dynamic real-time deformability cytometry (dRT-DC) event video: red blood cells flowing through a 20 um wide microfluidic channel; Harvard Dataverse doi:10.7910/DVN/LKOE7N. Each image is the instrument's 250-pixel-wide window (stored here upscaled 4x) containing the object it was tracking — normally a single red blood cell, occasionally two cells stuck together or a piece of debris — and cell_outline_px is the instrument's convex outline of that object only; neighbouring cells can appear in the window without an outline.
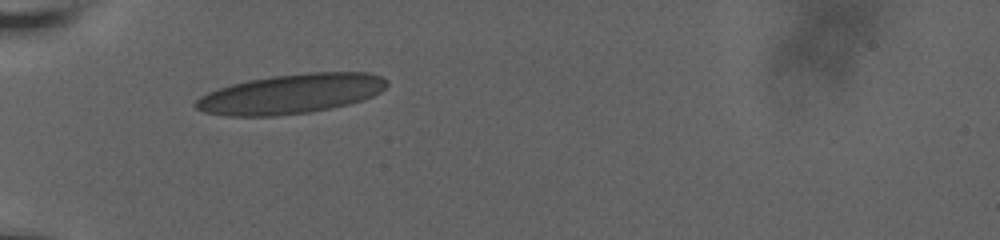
{"species": "human", "species_latin": "Homo sapiens", "temperature_condition": "room temperature", "stored_images_in_passage": 32, "camera_frame_rate_fps": 3000, "um_per_image_px": 0.085, "donor": {"sex": "male"}, "frame": {"image": 1, "passage_image": 1, "time_ms": 0.0, "image_size_px": [1000, 240], "cell_outline_px": [[388, 84], [380, 92], [364, 100], [332, 108], [308, 112], [276, 116], [224, 116], [204, 112], [196, 108], [192, 104], [200, 96], [208, 92], [232, 84], [248, 80], [272, 76], [308, 72], [368, 72], [380, 76], [388, 80]], "centroid_in_image_um": [24.73, 7.98], "position_along_channel_um": 60.3, "area_um2": 44.27}}
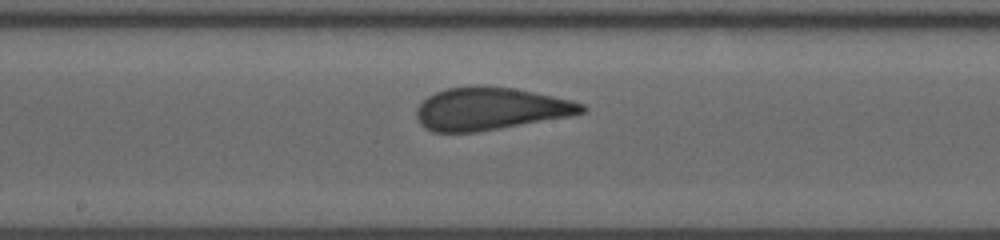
{"frame": {"image": 2, "passage_image": 22, "time_ms": 4.333, "image_size_px": [1000, 240], "cell_outline_px": [[588, 108], [584, 112], [568, 116], [476, 132], [432, 132], [424, 128], [420, 124], [416, 116], [416, 108], [428, 96], [436, 92], [448, 88], [476, 84], [512, 88], [572, 100], [584, 104]], "centroid_in_image_um": [41.63, 9.23], "position_along_channel_um": 206.6, "area_um2": 40.86}}
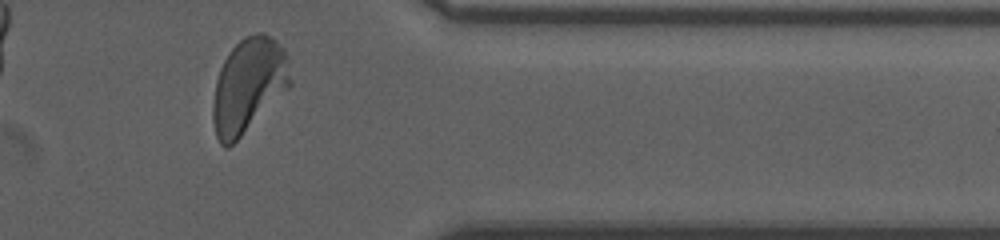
{"frame": {"image": 3, "passage_image": 31, "time_ms": 9.667, "image_size_px": [1000, 240], "cell_outline_px": [[292, 84], [228, 148], [224, 148], [220, 144], [216, 136], [212, 120], [212, 104], [216, 80], [220, 68], [228, 52], [244, 36], [256, 32], [264, 32], [276, 40], [284, 48], [288, 56], [292, 80]], "centroid_in_image_um": [21.12, 7.21], "position_along_channel_um": 390.3, "area_um2": 42.6}, "authors_computed_cell_mechanics": {"area_um2": 42.3674, "velocity_mm_per_s": 3.6479, "shape_relaxation_time_tau1_ms": 6.4667, "shape_relaxation_time_tau2_ms": null, "deformation_change_tau1": 0.192, "deformation_change_tau2": null}}